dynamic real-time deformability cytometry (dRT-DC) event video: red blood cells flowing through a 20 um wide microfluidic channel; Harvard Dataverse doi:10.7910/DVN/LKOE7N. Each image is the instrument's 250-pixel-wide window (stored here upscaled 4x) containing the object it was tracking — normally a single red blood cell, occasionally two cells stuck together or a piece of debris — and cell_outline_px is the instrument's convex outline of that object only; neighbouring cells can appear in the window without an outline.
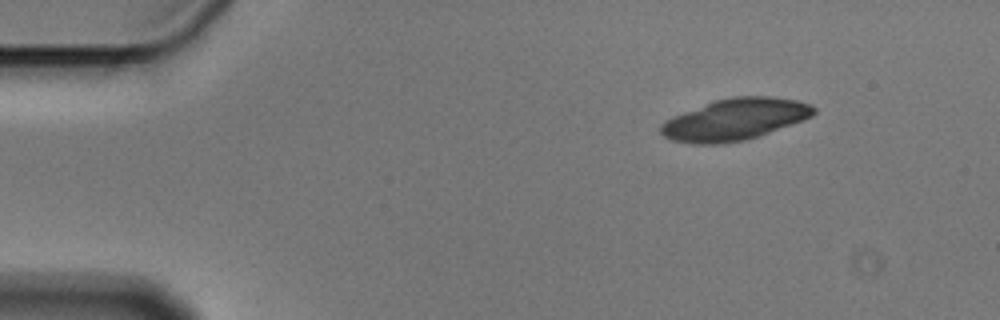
{"species": "Egyptian fruit bat (a non-hibernating species)", "species_latin": "Rousettus aegyptiacus", "temperature_condition": "cold", "stored_images_in_passage": 5, "camera_frame_rate_fps": 3000, "um_per_image_px": 0.085, "animal": {"sex": "male"}, "frame": {"image": 1, "passage_image": 1, "time_ms": 0.0, "image_size_px": [1000, 320], "cell_outline_px": [[816, 112], [812, 116], [760, 136], [748, 140], [724, 144], [692, 144], [672, 140], [664, 136], [660, 132], [660, 124], [676, 116], [716, 100], [732, 96], [768, 96], [796, 100], [808, 104], [816, 108]], "centroid_in_image_um": [62.49, 10.17], "position_along_channel_um": 22.5, "area_um2": 36.7}}